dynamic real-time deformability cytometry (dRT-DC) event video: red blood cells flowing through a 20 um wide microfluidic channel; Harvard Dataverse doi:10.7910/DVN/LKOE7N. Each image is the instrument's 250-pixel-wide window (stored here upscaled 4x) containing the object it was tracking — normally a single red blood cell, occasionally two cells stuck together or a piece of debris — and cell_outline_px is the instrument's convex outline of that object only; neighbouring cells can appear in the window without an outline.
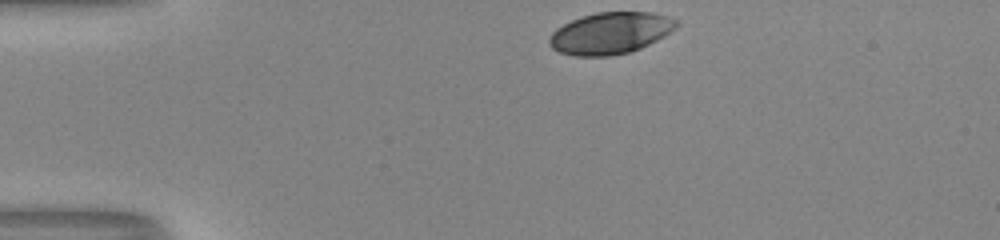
{"species": "human", "species_latin": "Homo sapiens", "temperature_condition": "room temperature", "stored_images_in_passage": 32, "camera_frame_rate_fps": 3000, "um_per_image_px": 0.085, "donor": {"sex": "male"}, "frame": {"image": 1, "passage_image": 1, "time_ms": 0.0, "image_size_px": [1000, 240], "cell_outline_px": [[680, 24], [676, 28], [664, 36], [640, 48], [628, 52], [608, 56], [572, 56], [560, 52], [552, 48], [548, 44], [548, 40], [552, 32], [556, 28], [572, 20], [596, 12], [652, 12], [668, 16], [680, 20]], "centroid_in_image_um": [51.89, 2.81], "position_along_channel_um": 33.1, "area_um2": 30.92}}
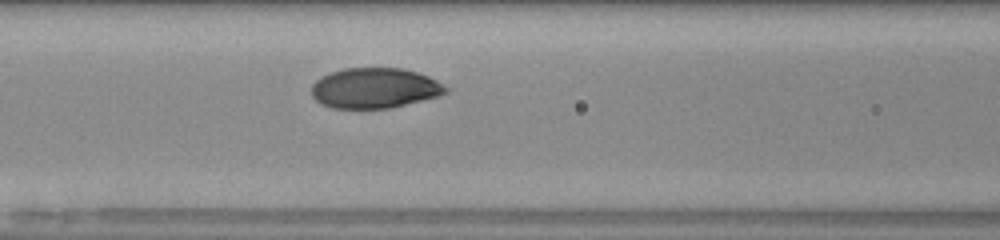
{"frame": {"image": 2, "passage_image": 13, "time_ms": 4.0, "image_size_px": [1000, 240], "cell_outline_px": [[448, 92], [436, 96], [388, 108], [332, 108], [316, 100], [312, 96], [312, 84], [316, 80], [332, 72], [344, 68], [400, 68], [416, 72], [428, 76], [436, 80], [448, 88]], "centroid_in_image_um": [31.83, 7.48], "position_along_channel_um": 134.8, "area_um2": 31.04}}
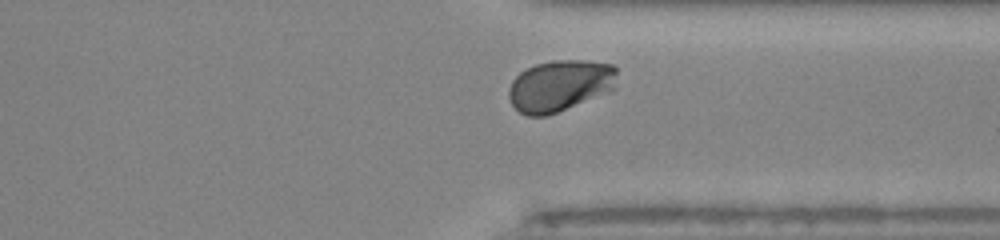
{"frame": {"image": 3, "passage_image": 30, "time_ms": 9.667, "image_size_px": [1000, 240], "cell_outline_px": [[616, 88], [556, 112], [544, 116], [528, 116], [520, 112], [512, 104], [508, 96], [508, 88], [512, 80], [520, 72], [536, 64], [552, 60], [584, 60], [612, 64], [616, 68]], "centroid_in_image_um": [47.57, 7.26], "position_along_channel_um": 363.8, "area_um2": 32.19}, "authors_computed_cell_mechanics": {"area_um2": 31.4432, "velocity_mm_per_s": 4.036, "shape_relaxation_time_tau1_ms": 2.4163, "shape_relaxation_time_tau2_ms": null, "deformation_change_tau1": 0.128, "deformation_change_tau2": null}}